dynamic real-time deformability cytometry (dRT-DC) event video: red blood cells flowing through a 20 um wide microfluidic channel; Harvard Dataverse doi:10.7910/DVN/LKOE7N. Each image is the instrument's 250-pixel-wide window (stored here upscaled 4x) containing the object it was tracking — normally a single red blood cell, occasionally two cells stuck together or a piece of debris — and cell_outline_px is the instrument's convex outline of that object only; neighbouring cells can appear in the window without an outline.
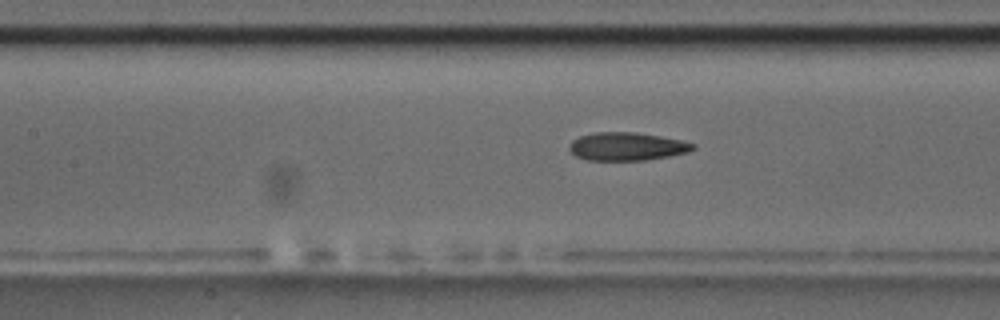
{"species": "common noctule bat (a hibernating species)", "species_latin": "Nyctalus noctula", "temperature_condition": "room temperature", "stored_images_in_passage": 42, "camera_frame_rate_fps": 3000, "um_per_image_px": 0.085, "animal": {"sex": "male", "body_mass_g": 17.5, "forearm_length_mm": 52.3}, "frame": {"image": 1, "passage_image": 13, "time_ms": 4.0, "image_size_px": [1000, 320], "cell_outline_px": [[696, 148], [688, 152], [668, 156], [644, 160], [588, 160], [576, 156], [568, 148], [568, 144], [572, 140], [580, 136], [592, 132], [636, 132], [660, 136], [680, 140], [696, 144]], "centroid_in_image_um": [53.26, 12.44], "position_along_channel_um": 154.1, "area_um2": 20.29}}
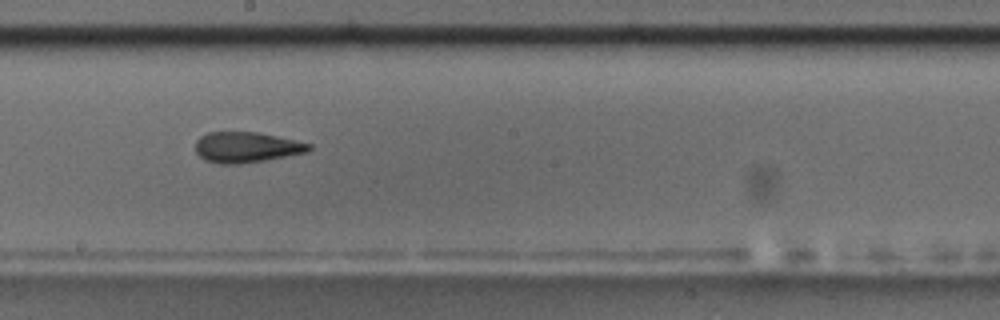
{"frame": {"image": 2, "passage_image": 19, "time_ms": 6.0, "image_size_px": [1000, 320], "cell_outline_px": [[312, 148], [308, 152], [264, 160], [240, 164], [220, 164], [204, 160], [196, 152], [196, 140], [200, 136], [208, 132], [256, 132], [276, 136], [312, 144]], "centroid_in_image_um": [20.93, 12.52], "position_along_channel_um": 227.3, "area_um2": 20.17}, "authors_computed_cell_mechanics": {"area_um2": 20.23, "velocity_mm_per_s": 3.6849, "shape_relaxation_time_tau1_ms": null, "shape_relaxation_time_tau2_ms": 3.0663, "deformation_change_tau1": null, "deformation_change_tau2": 0.1249}}